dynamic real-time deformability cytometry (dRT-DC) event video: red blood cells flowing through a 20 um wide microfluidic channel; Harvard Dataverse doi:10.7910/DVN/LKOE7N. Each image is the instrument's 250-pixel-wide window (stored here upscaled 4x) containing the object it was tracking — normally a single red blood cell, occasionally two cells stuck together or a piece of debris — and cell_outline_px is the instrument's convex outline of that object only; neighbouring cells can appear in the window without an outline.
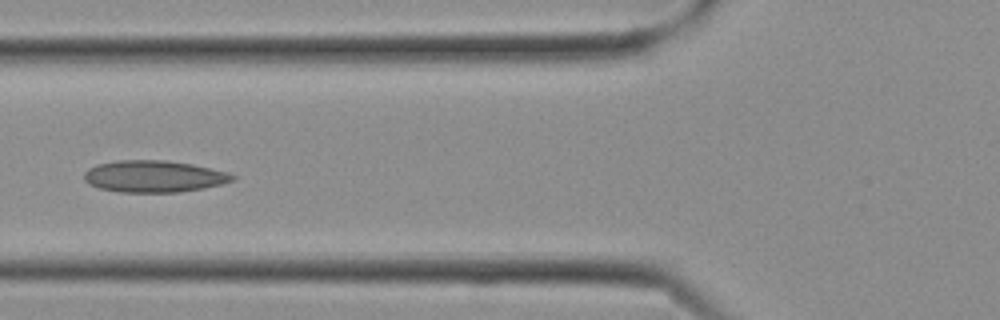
{"species": "Egyptian fruit bat (a non-hibernating species)", "species_latin": "Rousettus aegyptiacus", "temperature_condition": "cold", "stored_images_in_passage": 10, "camera_frame_rate_fps": 3000, "um_per_image_px": 0.085, "frame": {"image": 1, "passage_image": 9, "time_ms": 2.667, "image_size_px": [1000, 320], "cell_outline_px": [[236, 180], [204, 188], [180, 192], [120, 192], [100, 188], [88, 184], [84, 180], [84, 172], [88, 168], [96, 164], [116, 160], [164, 160], [192, 164], [212, 168], [228, 172], [236, 176]], "centroid_in_image_um": [13.08, 14.98], "position_along_channel_um": 112.7, "area_um2": 27.69}}